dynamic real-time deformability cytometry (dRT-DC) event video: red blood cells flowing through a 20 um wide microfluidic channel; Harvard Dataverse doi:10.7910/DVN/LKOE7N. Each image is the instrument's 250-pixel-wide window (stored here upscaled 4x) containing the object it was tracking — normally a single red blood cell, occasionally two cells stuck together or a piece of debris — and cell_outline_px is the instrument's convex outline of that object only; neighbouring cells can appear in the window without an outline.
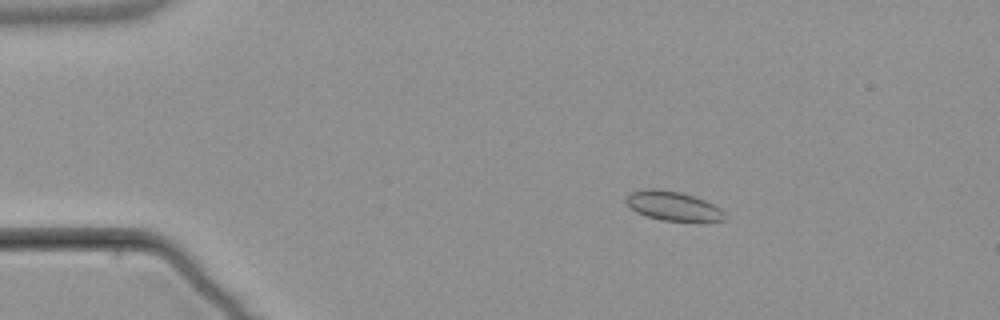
{"species": "common noctule bat (a hibernating species)", "species_latin": "Nyctalus noctula", "temperature_condition": "warm", "stored_images_in_passage": 6, "camera_frame_rate_fps": 3000, "um_per_image_px": 0.085, "animal": {"sex": "male", "body_mass_g": 21.5, "forearm_length_mm": 52.0}, "frame": {"image": 1, "passage_image": 3, "time_ms": 2.333, "image_size_px": [1000, 320], "cell_outline_px": [[728, 220], [700, 224], [660, 220], [636, 212], [624, 200], [632, 192], [644, 188], [656, 188], [680, 192], [704, 200], [720, 208], [728, 216]], "centroid_in_image_um": [57.31, 17.57], "position_along_channel_um": 27.7, "area_um2": 17.51}}
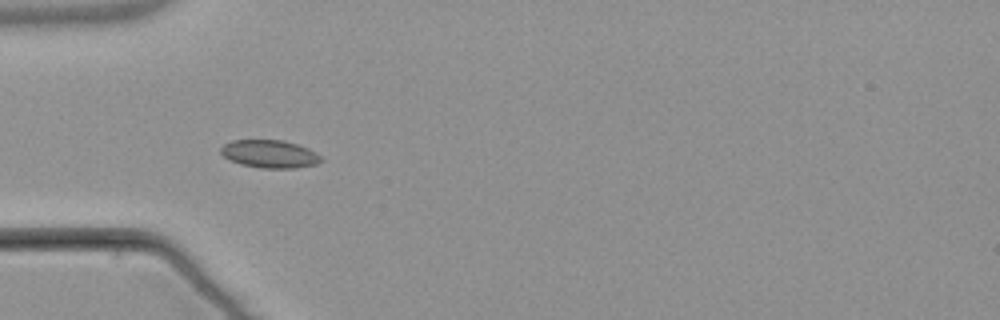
{"frame": {"image": 2, "passage_image": 5, "time_ms": 5.0, "image_size_px": [1000, 320], "cell_outline_px": [[324, 160], [316, 164], [296, 168], [260, 168], [240, 164], [224, 156], [220, 152], [220, 148], [224, 144], [232, 140], [284, 140], [308, 148], [316, 152]], "centroid_in_image_um": [22.94, 13.08], "position_along_channel_um": 62.1, "area_um2": 16.3}}
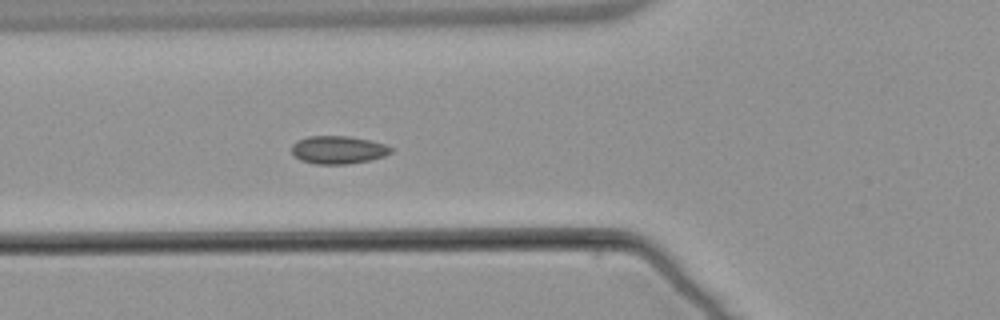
{"frame": {"image": 3, "passage_image": 6, "time_ms": 6.0, "image_size_px": [1000, 320], "cell_outline_px": [[392, 152], [384, 156], [368, 160], [348, 164], [316, 164], [300, 160], [292, 152], [292, 144], [296, 140], [308, 136], [348, 136], [368, 140], [384, 144], [392, 148]], "centroid_in_image_um": [28.71, 12.73], "position_along_channel_um": 97.1, "area_um2": 16.07}}